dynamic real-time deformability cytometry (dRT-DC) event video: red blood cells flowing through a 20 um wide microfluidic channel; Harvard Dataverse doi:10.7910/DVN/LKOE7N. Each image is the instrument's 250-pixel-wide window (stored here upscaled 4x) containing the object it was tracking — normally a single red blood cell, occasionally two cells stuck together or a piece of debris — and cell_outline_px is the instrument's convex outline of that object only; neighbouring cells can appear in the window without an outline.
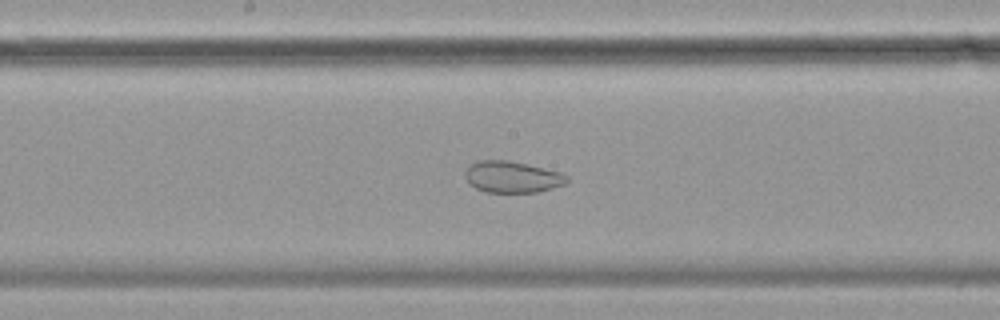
{"species": "common noctule bat (a hibernating species)", "species_latin": "Nyctalus noctula", "temperature_condition": "cold", "stored_images_in_passage": 58, "camera_frame_rate_fps": 3000, "um_per_image_px": 0.085, "animal": {"sex": "female", "body_mass_g": 19.9}, "frame": {"image": 1, "passage_image": 30, "time_ms": 9.667, "image_size_px": [1000, 320], "cell_outline_px": [[568, 184], [536, 192], [484, 192], [468, 184], [464, 176], [464, 172], [472, 164], [480, 160], [508, 160], [528, 164], [560, 172], [568, 176]], "centroid_in_image_um": [43.54, 15.04], "position_along_channel_um": 204.7, "area_um2": 18.79}}
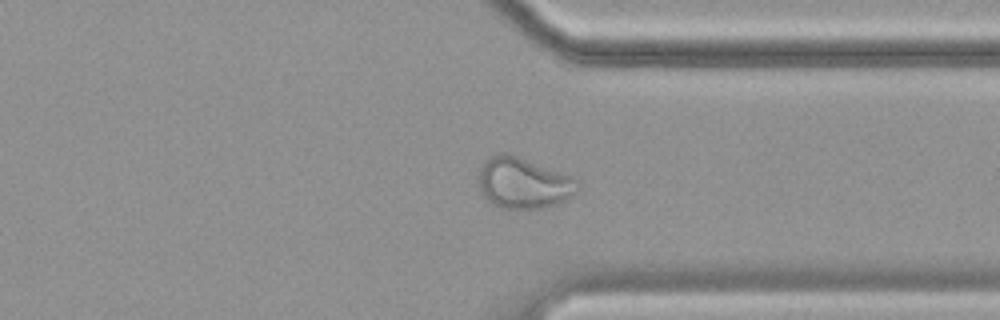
{"frame": {"image": 2, "passage_image": 44, "time_ms": 14.333, "image_size_px": [1000, 320], "cell_outline_px": [[580, 188], [576, 192], [564, 200], [556, 204], [540, 208], [500, 208], [492, 204], [480, 192], [476, 180], [480, 164], [484, 160], [496, 152], [508, 152], [572, 176], [580, 184]], "centroid_in_image_um": [44.42, 15.52], "position_along_channel_um": 367.0, "area_um2": 29.94}}
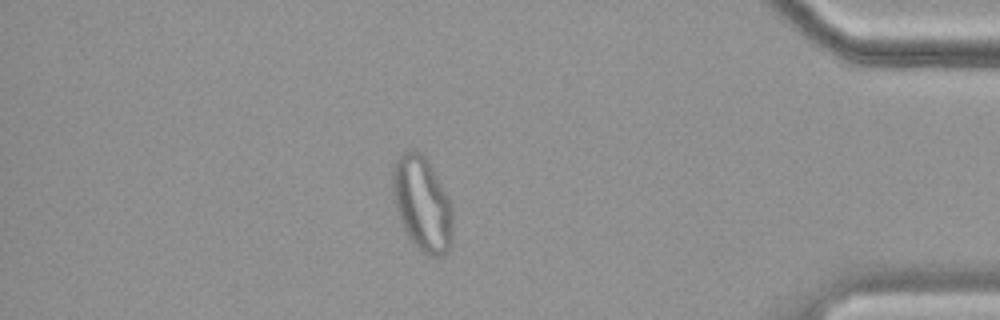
{"frame": {"image": 3, "passage_image": 50, "time_ms": 16.333, "image_size_px": [1000, 320], "cell_outline_px": [[452, 240], [448, 252], [440, 256], [432, 256], [420, 252], [408, 236], [404, 228], [396, 208], [392, 192], [392, 168], [400, 152], [420, 152], [428, 160], [448, 196], [452, 208]], "centroid_in_image_um": [35.89, 17.33], "position_along_channel_um": 399.3, "area_um2": 33.06}}